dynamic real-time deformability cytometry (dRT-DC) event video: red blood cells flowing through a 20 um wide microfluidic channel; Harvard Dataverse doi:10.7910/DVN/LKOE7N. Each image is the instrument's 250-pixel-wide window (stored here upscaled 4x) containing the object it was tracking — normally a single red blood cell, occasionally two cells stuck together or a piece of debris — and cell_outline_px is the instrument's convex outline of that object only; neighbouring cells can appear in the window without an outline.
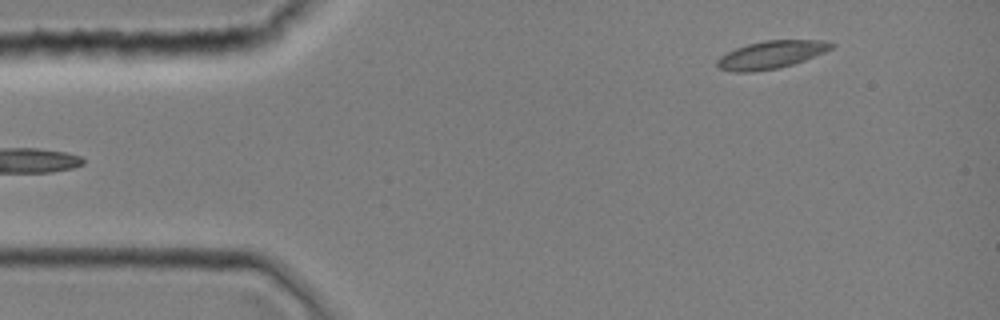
{"species": "common noctule bat (a hibernating species)", "species_latin": "Nyctalus noctula", "temperature_condition": "room temperature", "stored_images_in_passage": 2, "camera_frame_rate_fps": 3000, "um_per_image_px": 0.085, "animal": {"sex": "female", "body_mass_g": 19.0, "forearm_length_mm": 51.5}, "frame": {"image": 1, "passage_image": 2, "time_ms": 0.333, "image_size_px": [1000, 320], "cell_outline_px": [[836, 44], [832, 48], [824, 52], [804, 60], [792, 64], [776, 68], [752, 72], [736, 72], [716, 68], [716, 60], [720, 56], [736, 48], [748, 44], [764, 40], [820, 40]], "centroid_in_image_um": [65.5, 4.65], "position_along_channel_um": 19.5, "area_um2": 18.32}}